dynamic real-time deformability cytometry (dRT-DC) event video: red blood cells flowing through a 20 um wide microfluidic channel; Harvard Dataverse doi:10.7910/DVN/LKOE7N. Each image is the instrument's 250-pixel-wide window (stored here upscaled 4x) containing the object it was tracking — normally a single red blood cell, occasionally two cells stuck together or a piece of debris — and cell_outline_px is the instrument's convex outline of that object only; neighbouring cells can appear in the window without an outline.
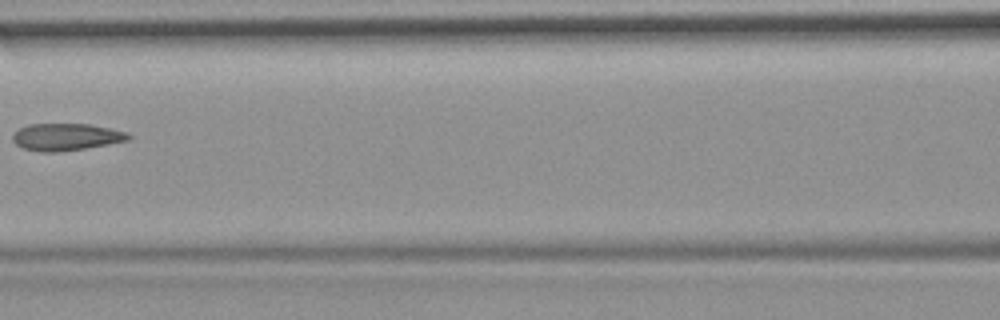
{"species": "common noctule bat (a hibernating species)", "species_latin": "Nyctalus noctula", "temperature_condition": "room temperature", "stored_images_in_passage": 11, "camera_frame_rate_fps": 3000, "um_per_image_px": 0.085, "animal": {"sex": "female", "body_mass_g": 19.9}, "frame": {"image": 1, "passage_image": 7, "time_ms": 2.0, "image_size_px": [1000, 320], "cell_outline_px": [[132, 136], [128, 140], [108, 144], [60, 152], [40, 152], [24, 148], [16, 144], [12, 140], [12, 132], [28, 124], [88, 124], [108, 128], [124, 132]], "centroid_in_image_um": [5.55, 11.64], "position_along_channel_um": 161.0, "area_um2": 18.15}}
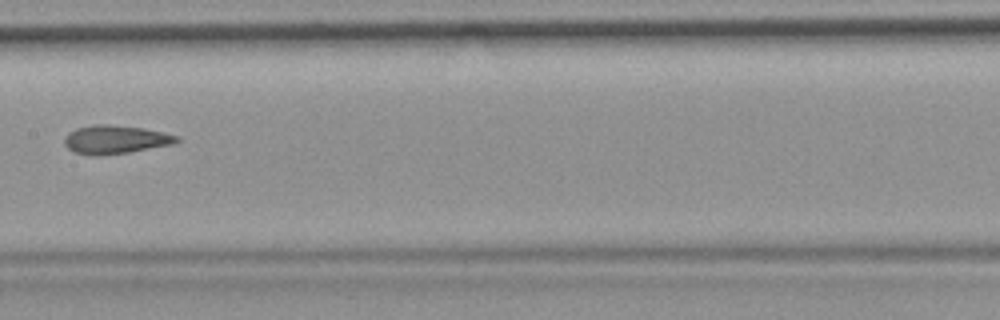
{"frame": {"image": 2, "passage_image": 8, "time_ms": 2.333, "image_size_px": [1000, 320], "cell_outline_px": [[180, 140], [172, 144], [128, 152], [100, 156], [92, 156], [72, 152], [64, 144], [64, 140], [68, 132], [76, 128], [92, 124], [108, 124], [144, 128], [180, 136]], "centroid_in_image_um": [9.77, 11.86], "position_along_channel_um": 197.6, "area_um2": 18.79}}